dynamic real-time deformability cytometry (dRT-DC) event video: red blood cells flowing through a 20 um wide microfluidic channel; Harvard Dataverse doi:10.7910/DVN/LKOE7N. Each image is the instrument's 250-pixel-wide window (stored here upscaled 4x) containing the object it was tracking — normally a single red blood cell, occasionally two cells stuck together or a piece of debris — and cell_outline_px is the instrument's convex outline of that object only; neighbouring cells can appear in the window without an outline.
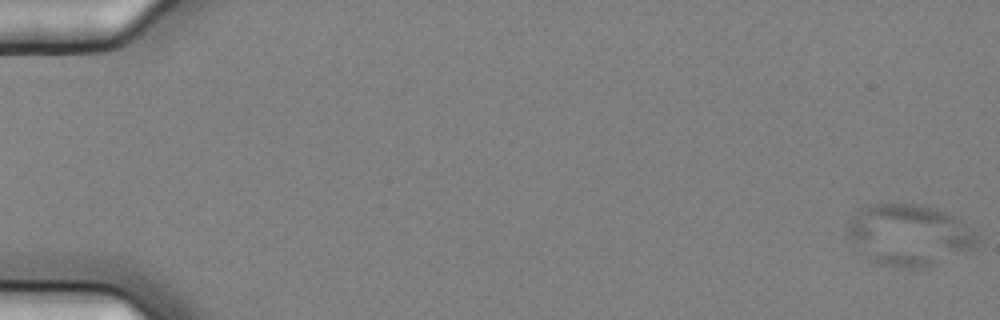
{"species": "common noctule bat (a hibernating species)", "species_latin": "Nyctalus noctula", "temperature_condition": "cold", "stored_images_in_passage": 6, "camera_frame_rate_fps": 3000, "um_per_image_px": 0.085, "animal": {"sex": "female", "body_mass_g": 25.1}, "frame": {"image": 1, "passage_image": 1, "time_ms": 0.0, "image_size_px": [1000, 320], "cell_outline_px": [[976, 248], [928, 268], [908, 268], [876, 264], [860, 252], [844, 232], [848, 220], [864, 204], [924, 204], [948, 212], [960, 220], [976, 232]], "centroid_in_image_um": [77.24, 19.97], "position_along_channel_um": 7.8, "area_um2": 47.11}}
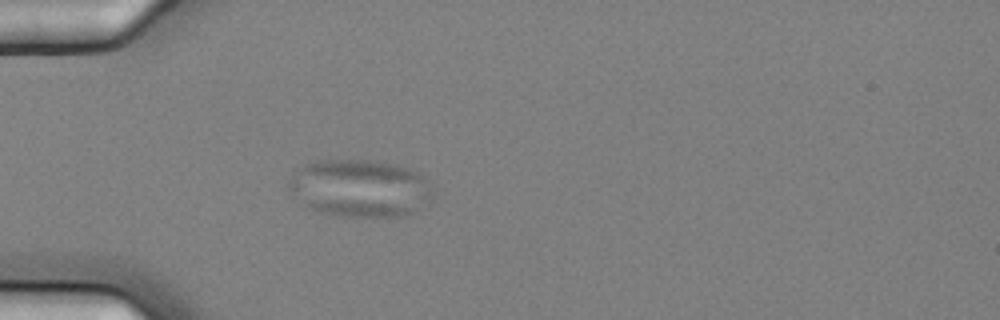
{"frame": {"image": 2, "passage_image": 6, "time_ms": 1.667, "image_size_px": [1000, 320], "cell_outline_px": [[432, 200], [412, 212], [400, 216], [344, 216], [320, 212], [304, 204], [288, 188], [288, 180], [292, 172], [296, 168], [316, 160], [368, 160], [392, 164], [408, 168], [420, 172], [428, 184]], "centroid_in_image_um": [30.56, 15.98], "position_along_channel_um": 54.4, "area_um2": 47.86}}